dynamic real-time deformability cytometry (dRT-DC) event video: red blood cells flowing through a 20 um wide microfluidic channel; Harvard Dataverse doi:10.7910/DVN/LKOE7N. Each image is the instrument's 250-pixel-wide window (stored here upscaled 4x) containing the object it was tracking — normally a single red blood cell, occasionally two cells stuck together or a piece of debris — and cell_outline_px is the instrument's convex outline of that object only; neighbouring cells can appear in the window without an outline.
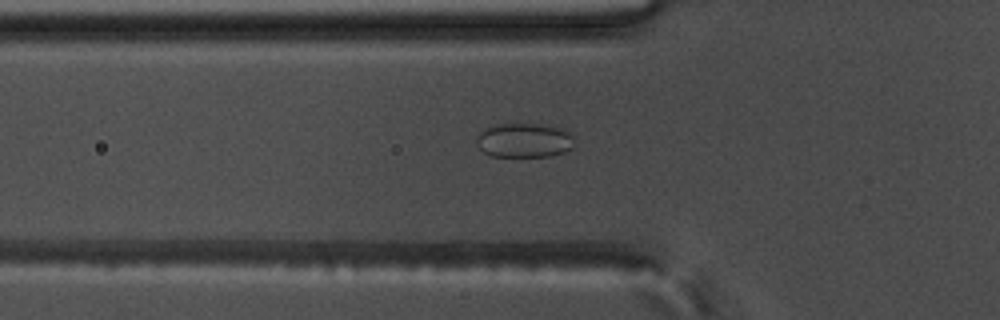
{"species": "common noctule bat (a hibernating species)", "species_latin": "Nyctalus noctula", "temperature_condition": "warm", "stored_images_in_passage": 30, "camera_frame_rate_fps": 3000, "um_per_image_px": 0.085, "animal": {"sex": "male", "body_mass_g": 17.5, "forearm_length_mm": 52.3}, "frame": {"image": 1, "passage_image": 20, "time_ms": 6.333, "image_size_px": [1000, 320], "cell_outline_px": [[572, 148], [564, 152], [552, 156], [492, 156], [484, 152], [476, 144], [476, 136], [480, 132], [496, 124], [508, 120], [544, 124], [568, 128], [572, 132]], "centroid_in_image_um": [44.58, 11.86], "position_along_channel_um": 81.2, "area_um2": 20.52}}
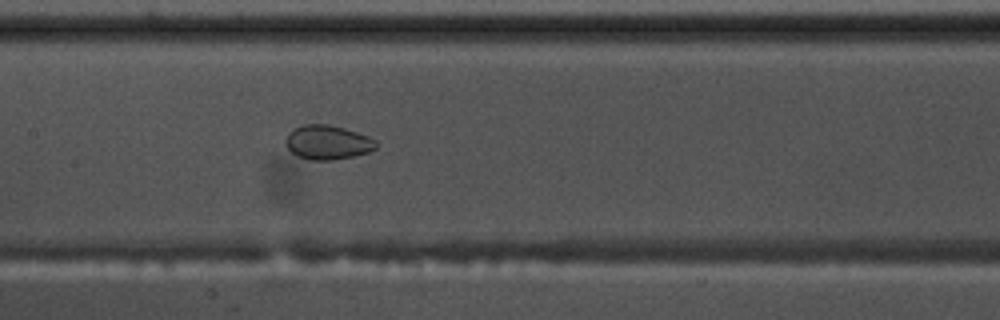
{"frame": {"image": 2, "passage_image": 28, "time_ms": 9.0, "image_size_px": [1000, 320], "cell_outline_px": [[376, 148], [368, 152], [352, 156], [332, 160], [308, 160], [296, 156], [284, 144], [284, 140], [288, 132], [304, 124], [328, 124], [344, 128], [368, 136], [376, 140]], "centroid_in_image_um": [27.81, 12.1], "position_along_channel_um": 179.6, "area_um2": 18.09}}